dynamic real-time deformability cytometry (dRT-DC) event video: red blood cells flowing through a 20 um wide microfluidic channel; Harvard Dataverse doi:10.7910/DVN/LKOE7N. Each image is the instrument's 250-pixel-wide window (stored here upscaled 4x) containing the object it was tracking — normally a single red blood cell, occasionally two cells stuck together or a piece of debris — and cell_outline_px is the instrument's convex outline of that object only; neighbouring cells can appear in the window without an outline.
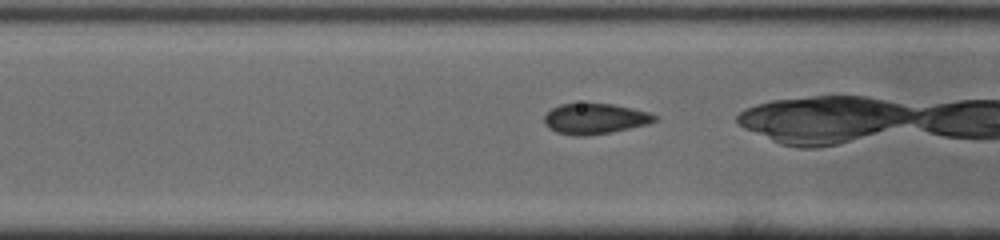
{"species": "common noctule bat (a hibernating species)", "species_latin": "Nyctalus noctula", "temperature_condition": "cold", "stored_images_in_passage": 26, "camera_frame_rate_fps": 3000, "um_per_image_px": 0.085, "animal": {"sex": "male", "body_mass_g": 19.0, "forearm_length_mm": 50.8}, "frame": {"image": 1, "passage_image": 5, "time_ms": 1.333, "image_size_px": [1000, 240], "cell_outline_px": [[660, 120], [648, 124], [608, 132], [584, 136], [576, 136], [556, 132], [548, 128], [544, 124], [544, 116], [552, 108], [560, 104], [612, 104], [632, 108], [648, 112], [660, 116]], "centroid_in_image_um": [50.59, 10.09], "position_along_channel_um": 116.0, "area_um2": 19.59}}
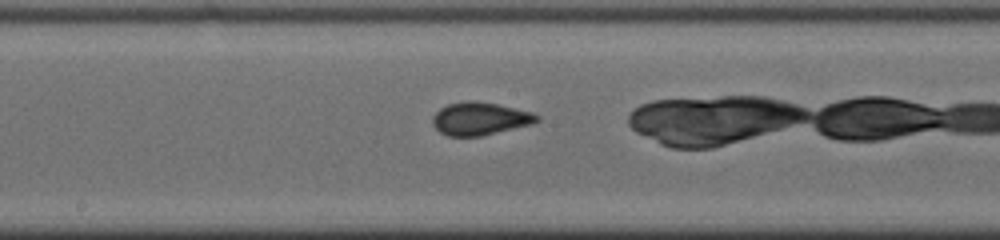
{"frame": {"image": 2, "passage_image": 12, "time_ms": 3.667, "image_size_px": [1000, 240], "cell_outline_px": [[540, 120], [532, 124], [480, 136], [448, 136], [440, 132], [432, 124], [432, 116], [440, 108], [448, 104], [464, 100], [472, 100], [496, 104], [532, 112], [540, 116]], "centroid_in_image_um": [40.78, 10.08], "position_along_channel_um": 207.4, "area_um2": 19.94}}
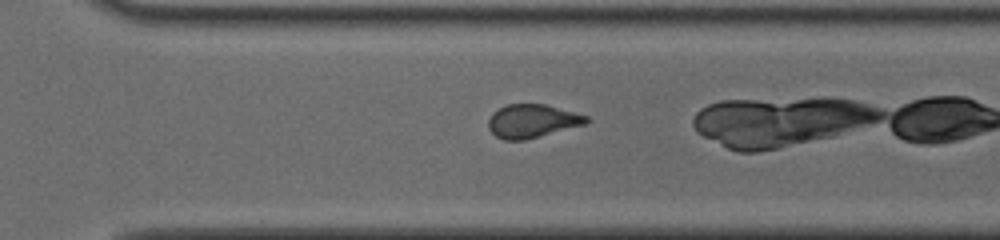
{"frame": {"image": 3, "passage_image": 21, "time_ms": 6.667, "image_size_px": [1000, 240], "cell_outline_px": [[592, 120], [588, 124], [524, 140], [504, 140], [496, 136], [488, 128], [488, 120], [492, 112], [508, 104], [544, 104], [588, 116]], "centroid_in_image_um": [45.26, 10.29], "position_along_channel_um": 325.3, "area_um2": 19.13}}